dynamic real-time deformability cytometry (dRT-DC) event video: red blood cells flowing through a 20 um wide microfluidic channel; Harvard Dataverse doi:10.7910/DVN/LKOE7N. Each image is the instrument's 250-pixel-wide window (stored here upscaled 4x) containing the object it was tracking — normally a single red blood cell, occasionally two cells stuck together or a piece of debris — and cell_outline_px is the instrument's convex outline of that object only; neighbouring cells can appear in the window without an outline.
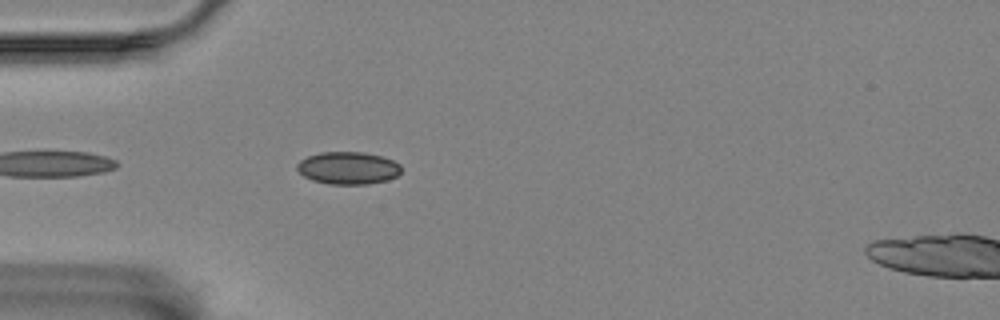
{"species": "Egyptian fruit bat (a non-hibernating species)", "species_latin": "Rousettus aegyptiacus", "temperature_condition": "room temperature", "stored_images_in_passage": 14, "camera_frame_rate_fps": 3000, "um_per_image_px": 0.085, "animal": {"sex": "female"}, "frame": {"image": 1, "passage_image": 3, "time_ms": 0.667, "image_size_px": [1000, 320], "cell_outline_px": [[400, 172], [396, 176], [388, 180], [368, 184], [328, 184], [312, 180], [304, 176], [296, 168], [296, 164], [300, 160], [308, 156], [320, 152], [364, 152], [380, 156], [392, 160], [400, 164]], "centroid_in_image_um": [29.57, 14.28], "position_along_channel_um": 55.4, "area_um2": 19.71}}
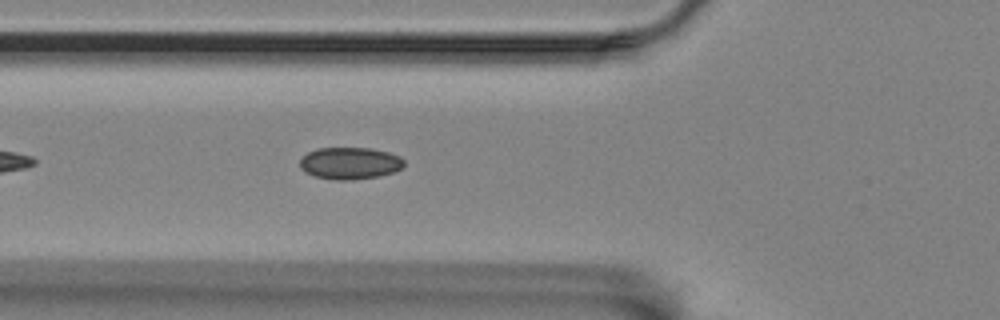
{"frame": {"image": 2, "passage_image": 7, "time_ms": 2.0, "image_size_px": [1000, 320], "cell_outline_px": [[404, 164], [400, 168], [392, 172], [376, 176], [348, 180], [336, 180], [316, 176], [304, 172], [300, 168], [300, 160], [308, 152], [316, 148], [372, 148], [388, 152], [400, 156], [404, 160]], "centroid_in_image_um": [29.72, 13.86], "position_along_channel_um": 96.1, "area_um2": 19.25}}
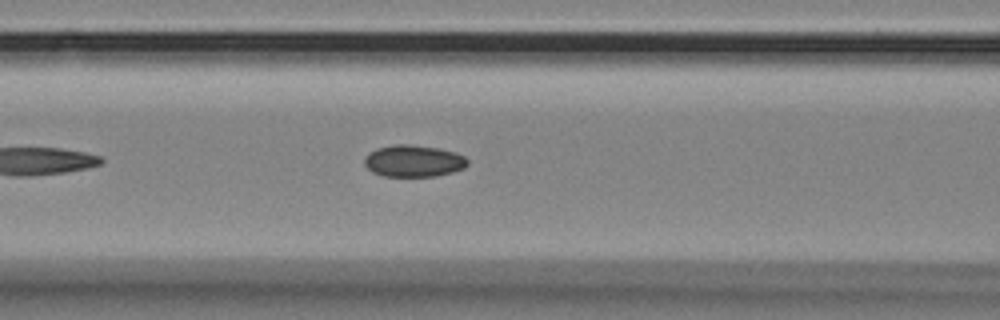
{"frame": {"image": 3, "passage_image": 10, "time_ms": 3.0, "image_size_px": [1000, 320], "cell_outline_px": [[468, 164], [464, 168], [452, 172], [436, 176], [384, 176], [372, 172], [364, 164], [364, 160], [368, 152], [376, 148], [396, 144], [408, 144], [436, 148], [456, 152], [464, 156], [468, 160]], "centroid_in_image_um": [35.14, 13.68], "position_along_channel_um": 131.5, "area_um2": 19.13}}